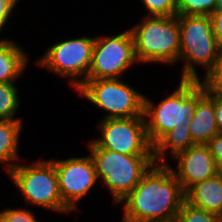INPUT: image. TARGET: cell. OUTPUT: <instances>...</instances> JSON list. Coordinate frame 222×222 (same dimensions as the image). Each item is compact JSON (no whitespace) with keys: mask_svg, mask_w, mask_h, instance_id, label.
<instances>
[{"mask_svg":"<svg viewBox=\"0 0 222 222\" xmlns=\"http://www.w3.org/2000/svg\"><path fill=\"white\" fill-rule=\"evenodd\" d=\"M22 125V120H0V164L7 174L22 161L18 148Z\"/></svg>","mask_w":222,"mask_h":222,"instance_id":"cell-16","label":"cell"},{"mask_svg":"<svg viewBox=\"0 0 222 222\" xmlns=\"http://www.w3.org/2000/svg\"><path fill=\"white\" fill-rule=\"evenodd\" d=\"M50 160L54 163L57 172L63 203L71 211H77L79 208L76 203L86 196L98 181L92 158L88 155Z\"/></svg>","mask_w":222,"mask_h":222,"instance_id":"cell-11","label":"cell"},{"mask_svg":"<svg viewBox=\"0 0 222 222\" xmlns=\"http://www.w3.org/2000/svg\"><path fill=\"white\" fill-rule=\"evenodd\" d=\"M185 201L222 217V171L191 186L185 192Z\"/></svg>","mask_w":222,"mask_h":222,"instance_id":"cell-13","label":"cell"},{"mask_svg":"<svg viewBox=\"0 0 222 222\" xmlns=\"http://www.w3.org/2000/svg\"><path fill=\"white\" fill-rule=\"evenodd\" d=\"M210 18L215 39L222 50V13H212Z\"/></svg>","mask_w":222,"mask_h":222,"instance_id":"cell-26","label":"cell"},{"mask_svg":"<svg viewBox=\"0 0 222 222\" xmlns=\"http://www.w3.org/2000/svg\"><path fill=\"white\" fill-rule=\"evenodd\" d=\"M207 145L210 148L218 169L222 171V133L216 134Z\"/></svg>","mask_w":222,"mask_h":222,"instance_id":"cell-25","label":"cell"},{"mask_svg":"<svg viewBox=\"0 0 222 222\" xmlns=\"http://www.w3.org/2000/svg\"><path fill=\"white\" fill-rule=\"evenodd\" d=\"M185 192L168 163H154L118 204L121 222H175Z\"/></svg>","mask_w":222,"mask_h":222,"instance_id":"cell-1","label":"cell"},{"mask_svg":"<svg viewBox=\"0 0 222 222\" xmlns=\"http://www.w3.org/2000/svg\"><path fill=\"white\" fill-rule=\"evenodd\" d=\"M134 39L136 58L141 63L174 65L180 52V27L177 16H145L129 28Z\"/></svg>","mask_w":222,"mask_h":222,"instance_id":"cell-4","label":"cell"},{"mask_svg":"<svg viewBox=\"0 0 222 222\" xmlns=\"http://www.w3.org/2000/svg\"><path fill=\"white\" fill-rule=\"evenodd\" d=\"M19 0H0V33L6 23H8V19L11 18L12 12L17 6Z\"/></svg>","mask_w":222,"mask_h":222,"instance_id":"cell-24","label":"cell"},{"mask_svg":"<svg viewBox=\"0 0 222 222\" xmlns=\"http://www.w3.org/2000/svg\"><path fill=\"white\" fill-rule=\"evenodd\" d=\"M173 158L177 166L171 169L184 192L220 172L207 144H194Z\"/></svg>","mask_w":222,"mask_h":222,"instance_id":"cell-12","label":"cell"},{"mask_svg":"<svg viewBox=\"0 0 222 222\" xmlns=\"http://www.w3.org/2000/svg\"><path fill=\"white\" fill-rule=\"evenodd\" d=\"M189 123L193 144H207L219 133L214 114V97L206 93L197 102L195 113L189 119Z\"/></svg>","mask_w":222,"mask_h":222,"instance_id":"cell-14","label":"cell"},{"mask_svg":"<svg viewBox=\"0 0 222 222\" xmlns=\"http://www.w3.org/2000/svg\"><path fill=\"white\" fill-rule=\"evenodd\" d=\"M200 82L210 96L222 101V55L214 67L201 77Z\"/></svg>","mask_w":222,"mask_h":222,"instance_id":"cell-21","label":"cell"},{"mask_svg":"<svg viewBox=\"0 0 222 222\" xmlns=\"http://www.w3.org/2000/svg\"><path fill=\"white\" fill-rule=\"evenodd\" d=\"M217 0H177V15L210 16Z\"/></svg>","mask_w":222,"mask_h":222,"instance_id":"cell-20","label":"cell"},{"mask_svg":"<svg viewBox=\"0 0 222 222\" xmlns=\"http://www.w3.org/2000/svg\"><path fill=\"white\" fill-rule=\"evenodd\" d=\"M206 93L200 81L180 80L177 88L157 104L145 95L144 117L152 146L175 126L189 121L195 113L197 102Z\"/></svg>","mask_w":222,"mask_h":222,"instance_id":"cell-2","label":"cell"},{"mask_svg":"<svg viewBox=\"0 0 222 222\" xmlns=\"http://www.w3.org/2000/svg\"><path fill=\"white\" fill-rule=\"evenodd\" d=\"M98 139L88 141L89 148H102L124 155H153L144 115L109 118L98 122Z\"/></svg>","mask_w":222,"mask_h":222,"instance_id":"cell-9","label":"cell"},{"mask_svg":"<svg viewBox=\"0 0 222 222\" xmlns=\"http://www.w3.org/2000/svg\"><path fill=\"white\" fill-rule=\"evenodd\" d=\"M214 114L218 132L222 133V101L214 98Z\"/></svg>","mask_w":222,"mask_h":222,"instance_id":"cell-27","label":"cell"},{"mask_svg":"<svg viewBox=\"0 0 222 222\" xmlns=\"http://www.w3.org/2000/svg\"><path fill=\"white\" fill-rule=\"evenodd\" d=\"M95 37H79L52 44L42 57L35 62L37 66L48 69L58 77L67 78L77 90L86 80L92 61Z\"/></svg>","mask_w":222,"mask_h":222,"instance_id":"cell-8","label":"cell"},{"mask_svg":"<svg viewBox=\"0 0 222 222\" xmlns=\"http://www.w3.org/2000/svg\"><path fill=\"white\" fill-rule=\"evenodd\" d=\"M193 145L190 123L187 121L179 127L175 126L153 146L154 161L155 163H167L168 154L173 158L179 152L187 150Z\"/></svg>","mask_w":222,"mask_h":222,"instance_id":"cell-17","label":"cell"},{"mask_svg":"<svg viewBox=\"0 0 222 222\" xmlns=\"http://www.w3.org/2000/svg\"><path fill=\"white\" fill-rule=\"evenodd\" d=\"M26 51L13 40L0 39V82H16L28 64Z\"/></svg>","mask_w":222,"mask_h":222,"instance_id":"cell-15","label":"cell"},{"mask_svg":"<svg viewBox=\"0 0 222 222\" xmlns=\"http://www.w3.org/2000/svg\"><path fill=\"white\" fill-rule=\"evenodd\" d=\"M147 16L169 17L177 15V0H141Z\"/></svg>","mask_w":222,"mask_h":222,"instance_id":"cell-22","label":"cell"},{"mask_svg":"<svg viewBox=\"0 0 222 222\" xmlns=\"http://www.w3.org/2000/svg\"><path fill=\"white\" fill-rule=\"evenodd\" d=\"M136 63L130 29L113 36L96 35L88 79H119Z\"/></svg>","mask_w":222,"mask_h":222,"instance_id":"cell-10","label":"cell"},{"mask_svg":"<svg viewBox=\"0 0 222 222\" xmlns=\"http://www.w3.org/2000/svg\"><path fill=\"white\" fill-rule=\"evenodd\" d=\"M180 27L179 61H183L179 80H197L195 66H202L204 76L219 61L222 50L215 39L210 16L176 15Z\"/></svg>","mask_w":222,"mask_h":222,"instance_id":"cell-3","label":"cell"},{"mask_svg":"<svg viewBox=\"0 0 222 222\" xmlns=\"http://www.w3.org/2000/svg\"><path fill=\"white\" fill-rule=\"evenodd\" d=\"M18 164L8 173L25 201L34 207H43L60 213H72L63 203L54 163L37 160L31 164Z\"/></svg>","mask_w":222,"mask_h":222,"instance_id":"cell-6","label":"cell"},{"mask_svg":"<svg viewBox=\"0 0 222 222\" xmlns=\"http://www.w3.org/2000/svg\"><path fill=\"white\" fill-rule=\"evenodd\" d=\"M119 79H88L76 91L91 104L106 111L101 120L144 115L140 91Z\"/></svg>","mask_w":222,"mask_h":222,"instance_id":"cell-7","label":"cell"},{"mask_svg":"<svg viewBox=\"0 0 222 222\" xmlns=\"http://www.w3.org/2000/svg\"><path fill=\"white\" fill-rule=\"evenodd\" d=\"M175 222H222V217L196 208L184 201L178 211Z\"/></svg>","mask_w":222,"mask_h":222,"instance_id":"cell-19","label":"cell"},{"mask_svg":"<svg viewBox=\"0 0 222 222\" xmlns=\"http://www.w3.org/2000/svg\"><path fill=\"white\" fill-rule=\"evenodd\" d=\"M97 180L106 185L115 204L125 198L155 163L153 155H124L102 148H88Z\"/></svg>","mask_w":222,"mask_h":222,"instance_id":"cell-5","label":"cell"},{"mask_svg":"<svg viewBox=\"0 0 222 222\" xmlns=\"http://www.w3.org/2000/svg\"><path fill=\"white\" fill-rule=\"evenodd\" d=\"M0 222H40L30 209L5 208L0 211Z\"/></svg>","mask_w":222,"mask_h":222,"instance_id":"cell-23","label":"cell"},{"mask_svg":"<svg viewBox=\"0 0 222 222\" xmlns=\"http://www.w3.org/2000/svg\"><path fill=\"white\" fill-rule=\"evenodd\" d=\"M19 91L15 82H0V120H22L15 117L20 107Z\"/></svg>","mask_w":222,"mask_h":222,"instance_id":"cell-18","label":"cell"},{"mask_svg":"<svg viewBox=\"0 0 222 222\" xmlns=\"http://www.w3.org/2000/svg\"><path fill=\"white\" fill-rule=\"evenodd\" d=\"M213 13H222V0H217Z\"/></svg>","mask_w":222,"mask_h":222,"instance_id":"cell-28","label":"cell"}]
</instances>
